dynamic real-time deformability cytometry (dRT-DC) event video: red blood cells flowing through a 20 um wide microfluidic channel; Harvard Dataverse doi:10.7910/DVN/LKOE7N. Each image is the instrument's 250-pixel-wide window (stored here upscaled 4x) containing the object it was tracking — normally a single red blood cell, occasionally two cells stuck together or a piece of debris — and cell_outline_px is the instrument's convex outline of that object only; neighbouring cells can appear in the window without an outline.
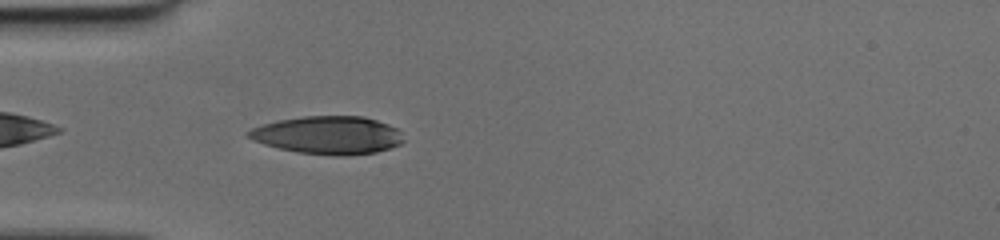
{"species": "human", "species_latin": "Homo sapiens", "temperature_condition": "cold", "stored_images_in_passage": 35, "camera_frame_rate_fps": 3000, "um_per_image_px": 0.085, "donor": {"sex": "female"}, "frame": {"image": 1, "passage_image": 1, "time_ms": 0.0, "image_size_px": [1000, 240], "cell_outline_px": [[404, 140], [400, 144], [376, 152], [296, 152], [264, 144], [252, 140], [244, 136], [244, 132], [252, 128], [264, 124], [280, 120], [304, 116], [364, 116], [388, 124], [396, 128], [400, 132]], "centroid_in_image_um": [27.82, 11.43], "position_along_channel_um": 57.2, "area_um2": 33.06}}
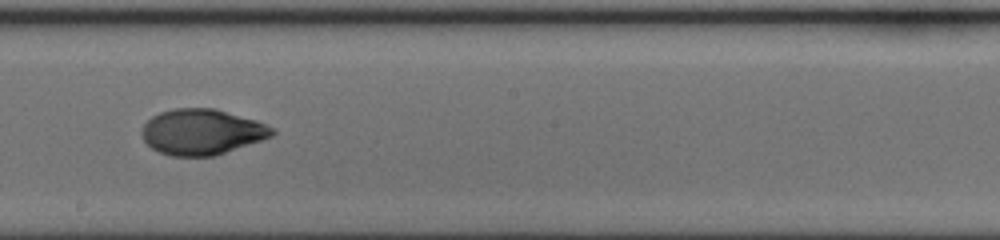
{"frame": {"image": 2, "passage_image": 14, "time_ms": 4.333, "image_size_px": [1000, 240], "cell_outline_px": [[276, 132], [272, 136], [216, 156], [172, 156], [160, 152], [152, 148], [144, 140], [144, 124], [152, 116], [160, 112], [172, 108], [216, 108], [256, 120], [272, 128]], "centroid_in_image_um": [17.17, 11.2], "position_along_channel_um": 231.0, "area_um2": 34.45}}
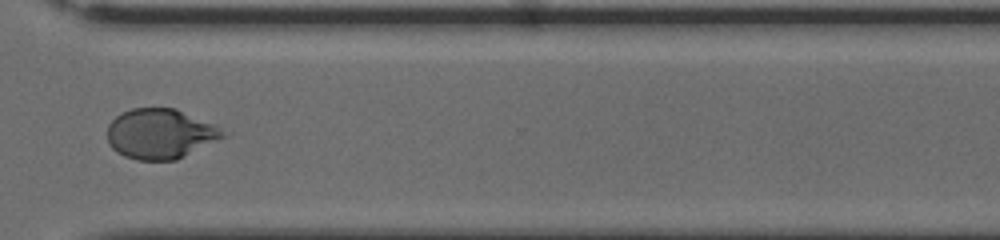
{"frame": {"image": 3, "passage_image": 23, "time_ms": 7.333, "image_size_px": [1000, 240], "cell_outline_px": [[228, 136], [176, 160], [136, 160], [124, 156], [116, 152], [108, 144], [108, 124], [120, 112], [132, 108], [176, 108], [212, 124], [220, 128]], "centroid_in_image_um": [13.6, 11.38], "position_along_channel_um": 357.0, "area_um2": 33.81}}